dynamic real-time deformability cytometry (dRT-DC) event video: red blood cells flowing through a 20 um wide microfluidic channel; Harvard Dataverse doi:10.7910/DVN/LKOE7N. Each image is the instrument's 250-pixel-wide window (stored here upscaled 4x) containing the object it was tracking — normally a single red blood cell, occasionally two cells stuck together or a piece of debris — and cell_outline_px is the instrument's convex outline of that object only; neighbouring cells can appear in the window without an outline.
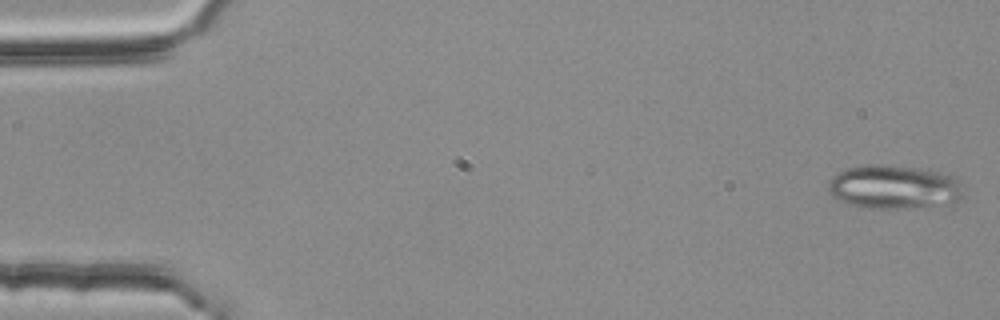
{"species": "common noctule bat (a hibernating species)", "species_latin": "Nyctalus noctula", "temperature_condition": "room temperature", "stored_images_in_passage": 53, "segment_of_instrument_passage": [1, 2], "camera_frame_rate_fps": 3000, "um_per_image_px": 0.085, "animal": {"sex": "female", "body_mass_g": 25.1}, "frame": {"image": 1, "passage_image": 1, "time_ms": 0.0, "image_size_px": [1000, 320], "cell_outline_px": [[964, 196], [952, 208], [868, 208], [848, 204], [836, 200], [828, 192], [828, 180], [836, 172], [844, 168], [864, 164], [888, 164], [928, 168], [952, 176]], "centroid_in_image_um": [76.01, 15.91], "position_along_channel_um": 9.0, "area_um2": 36.01}}